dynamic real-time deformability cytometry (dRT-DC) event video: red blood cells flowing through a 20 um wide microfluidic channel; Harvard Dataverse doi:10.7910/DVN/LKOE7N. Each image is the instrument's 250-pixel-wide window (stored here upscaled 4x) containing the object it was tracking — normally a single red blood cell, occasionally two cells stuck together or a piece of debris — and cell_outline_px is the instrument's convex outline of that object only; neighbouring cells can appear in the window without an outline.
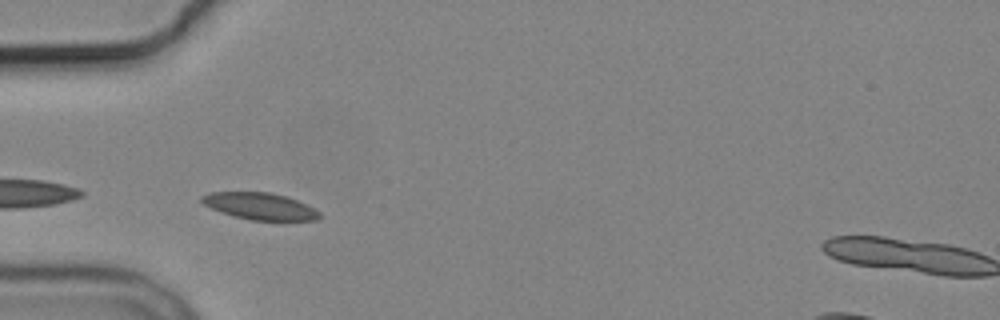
{"species": "common noctule bat (a hibernating species)", "species_latin": "Nyctalus noctula", "temperature_condition": "cold", "stored_images_in_passage": 3, "camera_frame_rate_fps": 3000, "um_per_image_px": 0.085, "animal": {"sex": "male", "body_mass_g": 19.2, "forearm_length_mm": 51.8}, "frame": {"image": 1, "passage_image": 2, "time_ms": 1.333, "image_size_px": [1000, 320], "cell_outline_px": [[320, 216], [316, 220], [252, 220], [220, 212], [204, 204], [200, 200], [200, 196], [212, 192], [272, 192], [288, 196], [320, 212]], "centroid_in_image_um": [22.07, 17.51], "position_along_channel_um": 62.9, "area_um2": 18.21}}